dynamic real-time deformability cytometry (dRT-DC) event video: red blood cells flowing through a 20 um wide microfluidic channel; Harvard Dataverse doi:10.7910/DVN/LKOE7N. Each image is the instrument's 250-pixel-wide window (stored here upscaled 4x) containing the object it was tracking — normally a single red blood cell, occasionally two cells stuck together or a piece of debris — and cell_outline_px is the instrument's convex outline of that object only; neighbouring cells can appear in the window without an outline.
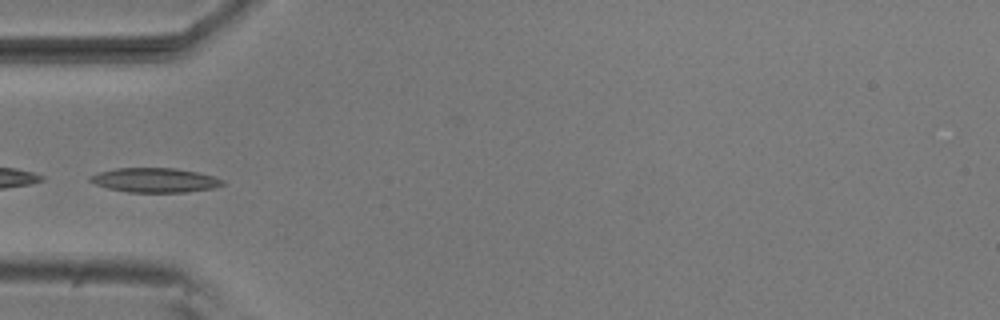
{"species": "common noctule bat (a hibernating species)", "species_latin": "Nyctalus noctula", "temperature_condition": "room temperature", "stored_images_in_passage": 7, "camera_frame_rate_fps": 3000, "um_per_image_px": 0.085, "animal": {"sex": "male", "body_mass_g": 20.5, "forearm_length_mm": 52.5}, "frame": {"image": 1, "passage_image": 5, "time_ms": 1.333, "image_size_px": [1000, 320], "cell_outline_px": [[224, 184], [212, 188], [188, 192], [128, 192], [108, 188], [96, 184], [88, 180], [88, 176], [100, 172], [116, 168], [176, 168], [196, 172], [212, 176], [224, 180]], "centroid_in_image_um": [13.15, 15.31], "position_along_channel_um": 71.9, "area_um2": 18.73}}
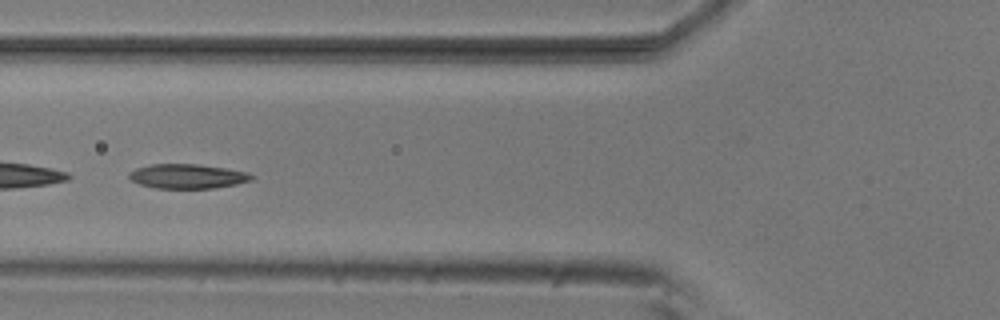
{"frame": {"image": 2, "passage_image": 6, "time_ms": 1.667, "image_size_px": [1000, 320], "cell_outline_px": [[252, 180], [236, 184], [212, 188], [156, 188], [140, 184], [128, 180], [128, 172], [136, 168], [152, 164], [196, 164], [224, 168], [248, 172], [252, 176]], "centroid_in_image_um": [15.87, 14.98], "position_along_channel_um": 109.9, "area_um2": 17.4}}
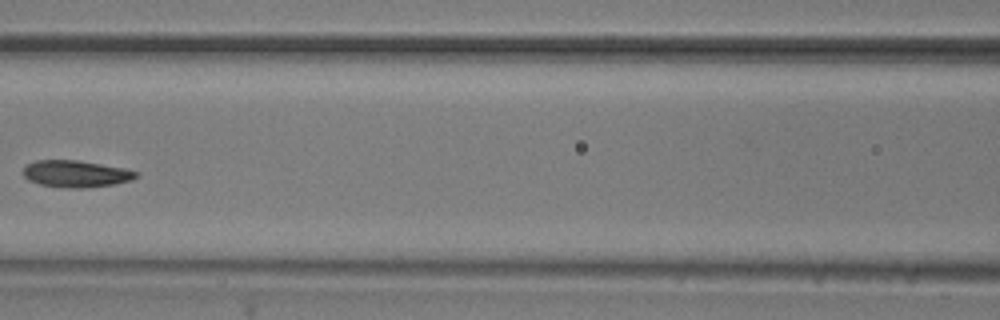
{"frame": {"image": 3, "passage_image": 7, "time_ms": 2.0, "image_size_px": [1000, 320], "cell_outline_px": [[140, 176], [132, 180], [116, 184], [80, 188], [68, 188], [40, 184], [28, 180], [24, 176], [24, 168], [28, 164], [36, 160], [76, 160], [124, 168], [140, 172]], "centroid_in_image_um": [6.5, 14.77], "position_along_channel_um": 160.1, "area_um2": 17.63}}